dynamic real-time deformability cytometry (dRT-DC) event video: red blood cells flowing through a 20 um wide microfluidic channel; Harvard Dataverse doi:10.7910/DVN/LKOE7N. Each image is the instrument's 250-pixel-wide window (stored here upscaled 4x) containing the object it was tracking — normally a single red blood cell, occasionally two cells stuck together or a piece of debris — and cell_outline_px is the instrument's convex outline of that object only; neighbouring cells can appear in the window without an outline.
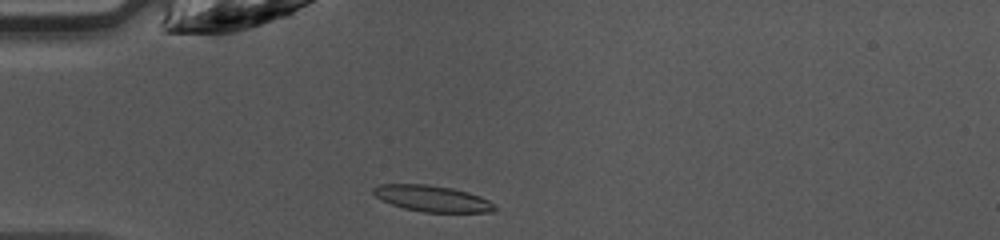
{"species": "common noctule bat (a hibernating species)", "species_latin": "Nyctalus noctula", "temperature_condition": "warm", "stored_images_in_passage": 35, "camera_frame_rate_fps": 3000, "um_per_image_px": 0.085, "animal": {"sex": "female", "body_mass_g": 10.0, "forearm_length_mm": 53.1}, "frame": {"image": 1, "passage_image": 1, "time_ms": 0.0, "image_size_px": [1000, 240], "cell_outline_px": [[496, 208], [492, 212], [424, 212], [404, 208], [380, 200], [372, 192], [372, 188], [380, 184], [428, 184], [452, 188], [468, 192], [480, 196], [488, 200]], "centroid_in_image_um": [36.71, 16.87], "position_along_channel_um": 48.3, "area_um2": 18.44}}
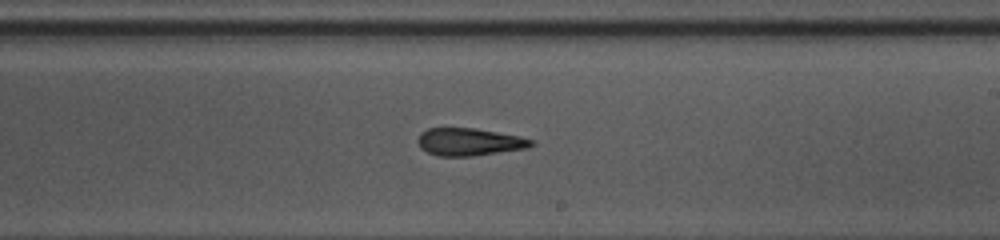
{"frame": {"image": 2, "passage_image": 16, "time_ms": 5.0, "image_size_px": [1000, 240], "cell_outline_px": [[536, 144], [528, 148], [472, 156], [440, 156], [428, 152], [420, 148], [416, 140], [420, 132], [428, 128], [476, 128], [520, 136], [536, 140]], "centroid_in_image_um": [39.91, 12.05], "position_along_channel_um": 249.1, "area_um2": 18.44}}
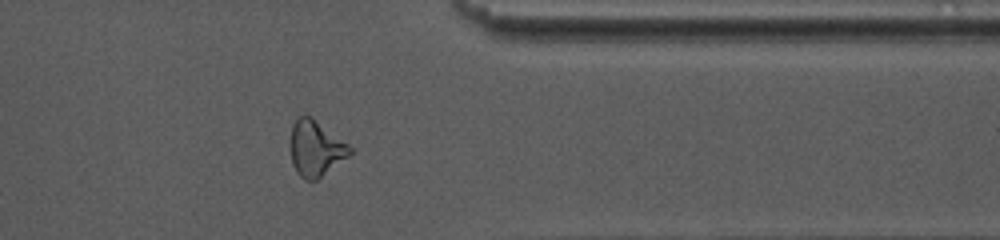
{"frame": {"image": 3, "passage_image": 26, "time_ms": 8.333, "image_size_px": [1000, 240], "cell_outline_px": [[356, 148], [348, 156], [316, 180], [304, 180], [296, 172], [292, 164], [292, 124], [300, 116], [312, 116]], "centroid_in_image_um": [26.89, 12.6], "position_along_channel_um": 384.5, "area_um2": 19.31}, "authors_computed_cell_mechanics": {"area_um2": 18.785, "velocity_mm_per_s": 4.2915, "shape_relaxation_time_tau1_ms": null, "shape_relaxation_time_tau2_ms": 4.6154, "deformation_change_tau1": null, "deformation_change_tau2": 0.1632}}